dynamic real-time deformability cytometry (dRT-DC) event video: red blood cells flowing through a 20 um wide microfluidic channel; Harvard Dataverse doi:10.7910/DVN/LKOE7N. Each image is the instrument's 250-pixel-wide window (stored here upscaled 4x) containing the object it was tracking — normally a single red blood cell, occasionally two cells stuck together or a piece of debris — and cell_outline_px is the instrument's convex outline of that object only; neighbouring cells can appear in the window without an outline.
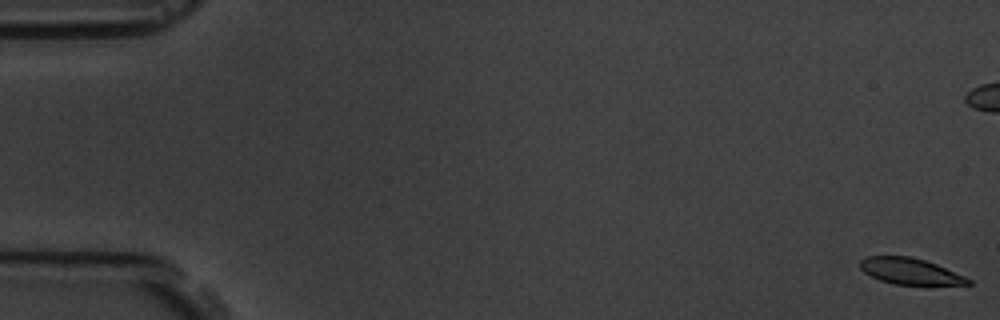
{"species": "common noctule bat (a hibernating species)", "species_latin": "Nyctalus noctula", "temperature_condition": "room temperature", "stored_images_in_passage": 6, "camera_frame_rate_fps": 3000, "um_per_image_px": 0.085, "animal": {"sex": "male", "body_mass_g": 19.5, "forearm_length_mm": 54.6}, "frame": {"image": 1, "passage_image": 1, "time_ms": 0.0, "image_size_px": [1000, 320], "cell_outline_px": [[972, 284], [892, 284], [880, 280], [864, 272], [860, 268], [860, 260], [864, 256], [908, 256], [924, 260], [936, 264], [964, 276], [972, 280]], "centroid_in_image_um": [77.32, 23.04], "position_along_channel_um": 7.7, "area_um2": 16.24}}